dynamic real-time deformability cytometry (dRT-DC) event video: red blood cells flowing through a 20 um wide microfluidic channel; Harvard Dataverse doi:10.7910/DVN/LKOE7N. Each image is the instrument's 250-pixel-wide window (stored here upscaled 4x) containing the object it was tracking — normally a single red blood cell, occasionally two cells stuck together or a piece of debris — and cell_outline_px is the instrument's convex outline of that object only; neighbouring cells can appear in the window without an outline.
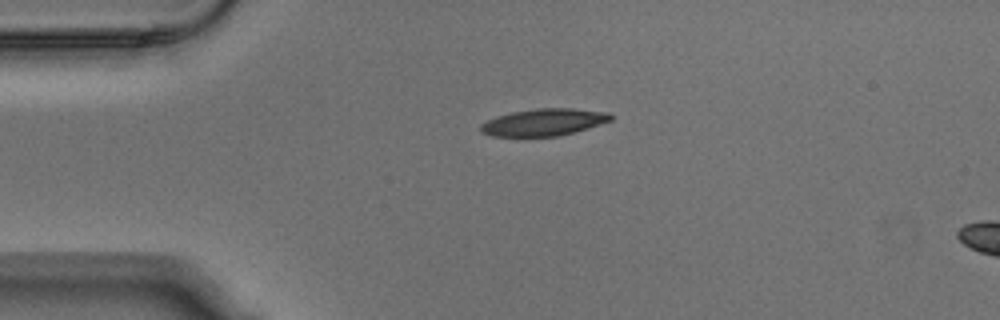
{"species": "Egyptian fruit bat (a non-hibernating species)", "species_latin": "Rousettus aegyptiacus", "temperature_condition": "warm", "stored_images_in_passage": 5, "camera_frame_rate_fps": 3000, "um_per_image_px": 0.085, "animal": {"sex": "male"}, "frame": {"image": 1, "passage_image": 1, "time_ms": 0.0, "image_size_px": [1000, 320], "cell_outline_px": [[612, 120], [572, 132], [556, 136], [492, 136], [484, 132], [480, 128], [480, 124], [496, 116], [512, 112], [536, 108], [572, 108], [608, 112], [612, 116]], "centroid_in_image_um": [46.21, 10.37], "position_along_channel_um": 38.8, "area_um2": 20.17}}
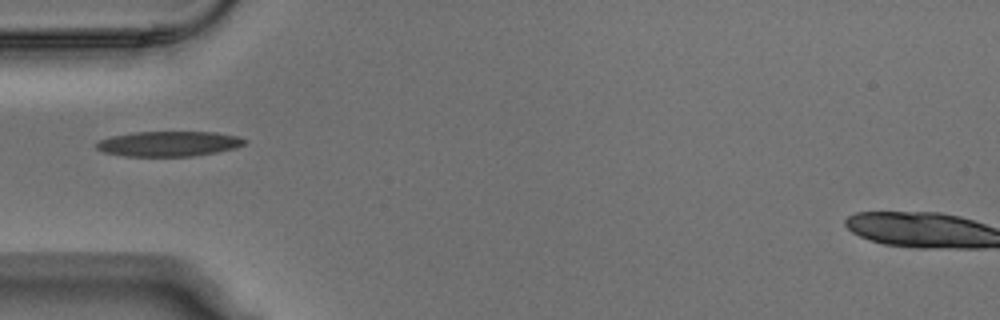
{"frame": {"image": 2, "passage_image": 2, "time_ms": 0.333, "image_size_px": [1000, 320], "cell_outline_px": [[248, 140], [244, 144], [236, 148], [216, 152], [192, 156], [124, 156], [104, 152], [96, 148], [92, 144], [96, 140], [112, 136], [132, 132], [216, 132], [236, 136]], "centroid_in_image_um": [14.29, 12.21], "position_along_channel_um": 70.7, "area_um2": 21.85}}
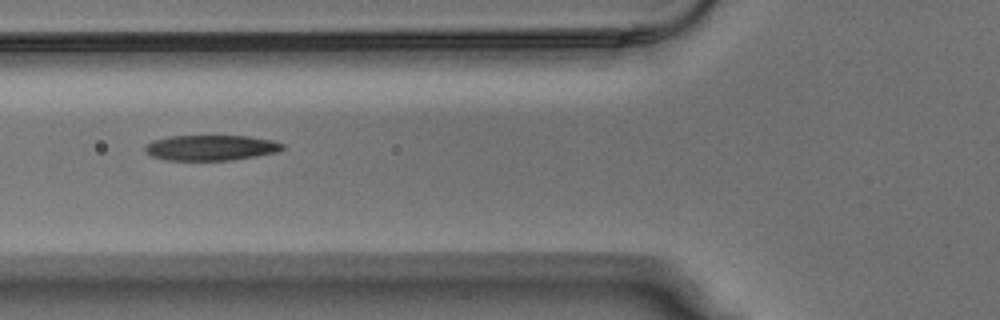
{"frame": {"image": 3, "passage_image": 3, "time_ms": 0.667, "image_size_px": [1000, 320], "cell_outline_px": [[284, 148], [280, 152], [232, 160], [164, 160], [152, 156], [144, 152], [144, 144], [152, 140], [180, 132], [224, 132], [276, 140], [284, 144]], "centroid_in_image_um": [17.89, 12.46], "position_along_channel_um": 107.9, "area_um2": 22.66}}